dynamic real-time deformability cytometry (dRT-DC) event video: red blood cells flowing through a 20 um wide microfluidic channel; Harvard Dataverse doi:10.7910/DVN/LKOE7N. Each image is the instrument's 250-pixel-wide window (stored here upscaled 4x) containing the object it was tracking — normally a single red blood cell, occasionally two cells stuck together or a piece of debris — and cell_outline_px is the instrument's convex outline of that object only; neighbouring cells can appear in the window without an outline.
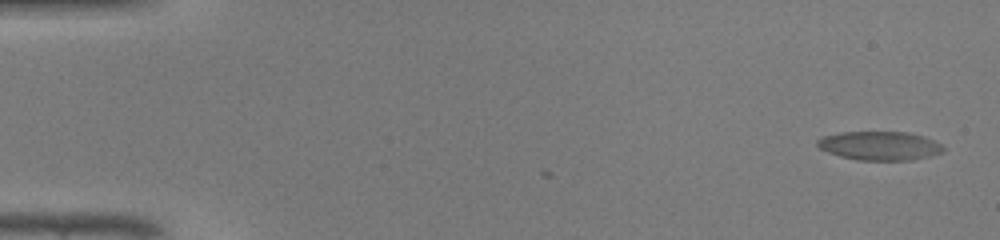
{"species": "common noctule bat (a hibernating species)", "species_latin": "Nyctalus noctula", "temperature_condition": "warm", "stored_images_in_passage": 2, "camera_frame_rate_fps": 3000, "um_per_image_px": 0.085, "animal": {"sex": "male", "body_mass_g": 19.0, "forearm_length_mm": 50.8}, "frame": {"image": 1, "passage_image": 2, "time_ms": 0.333, "image_size_px": [1000, 240], "cell_outline_px": [[944, 152], [912, 160], [856, 160], [840, 156], [828, 152], [820, 148], [816, 144], [816, 140], [820, 136], [840, 132], [908, 132], [924, 136], [940, 144], [944, 148]], "centroid_in_image_um": [74.73, 12.38], "position_along_channel_um": 10.3, "area_um2": 21.21}}